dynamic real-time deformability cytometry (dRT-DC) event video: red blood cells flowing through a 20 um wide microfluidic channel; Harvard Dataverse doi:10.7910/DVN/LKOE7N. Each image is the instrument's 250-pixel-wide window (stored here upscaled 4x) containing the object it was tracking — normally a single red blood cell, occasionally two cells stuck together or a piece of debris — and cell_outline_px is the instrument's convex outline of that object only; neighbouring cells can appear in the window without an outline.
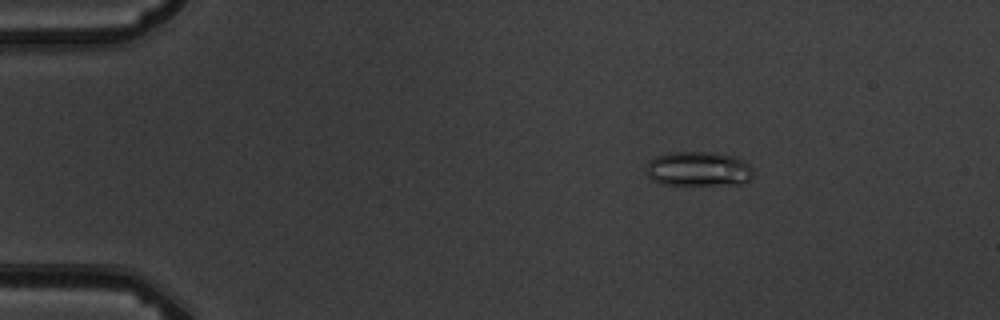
{"species": "common noctule bat (a hibernating species)", "species_latin": "Nyctalus noctula", "temperature_condition": "warm", "stored_images_in_passage": 9, "camera_frame_rate_fps": 3000, "um_per_image_px": 0.085, "animal": {"sex": "male", "body_mass_g": 19.5, "forearm_length_mm": 54.6}, "frame": {"image": 1, "passage_image": 2, "time_ms": 2.333, "image_size_px": [1000, 320], "cell_outline_px": [[752, 180], [744, 184], [660, 184], [652, 180], [648, 176], [648, 160], [656, 156], [672, 152], [716, 152], [736, 156], [748, 164], [752, 168]], "centroid_in_image_um": [59.4, 14.35], "position_along_channel_um": 25.6, "area_um2": 21.68}}
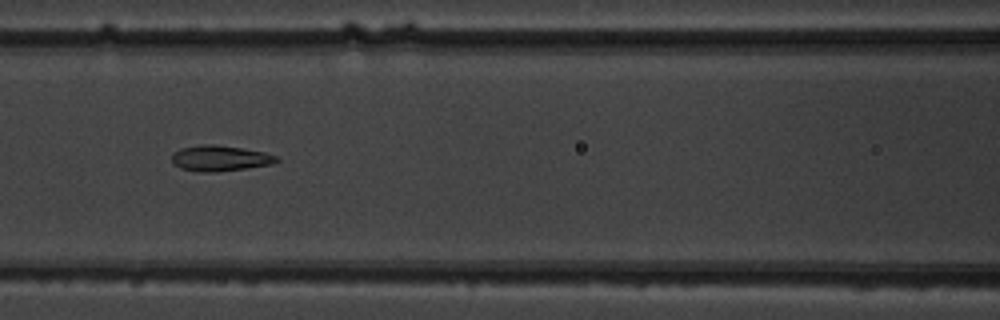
{"frame": {"image": 2, "passage_image": 7, "time_ms": 7.667, "image_size_px": [1000, 320], "cell_outline_px": [[280, 160], [276, 164], [216, 172], [196, 172], [180, 168], [172, 164], [172, 152], [180, 148], [200, 144], [212, 144], [240, 148], [264, 152], [276, 156]], "centroid_in_image_um": [18.67, 13.46], "position_along_channel_um": 147.9, "area_um2": 15.9}}
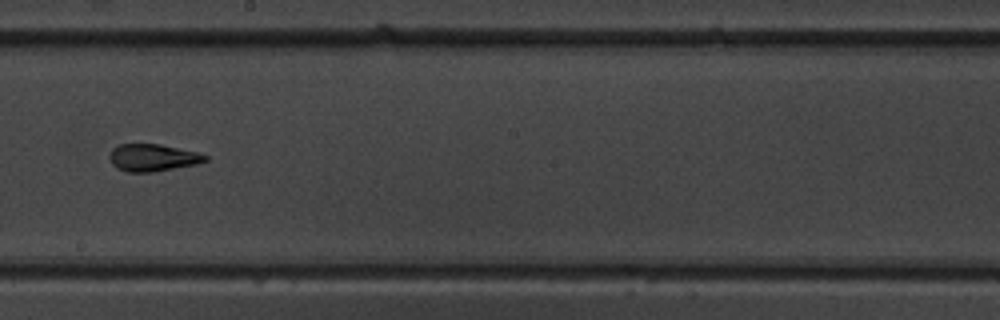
{"frame": {"image": 3, "passage_image": 9, "time_ms": 10.0, "image_size_px": [1000, 320], "cell_outline_px": [[208, 160], [196, 164], [152, 172], [128, 172], [116, 168], [112, 164], [108, 156], [112, 148], [120, 144], [160, 144], [196, 152], [208, 156]], "centroid_in_image_um": [12.94, 13.4], "position_along_channel_um": 235.3, "area_um2": 15.14}}